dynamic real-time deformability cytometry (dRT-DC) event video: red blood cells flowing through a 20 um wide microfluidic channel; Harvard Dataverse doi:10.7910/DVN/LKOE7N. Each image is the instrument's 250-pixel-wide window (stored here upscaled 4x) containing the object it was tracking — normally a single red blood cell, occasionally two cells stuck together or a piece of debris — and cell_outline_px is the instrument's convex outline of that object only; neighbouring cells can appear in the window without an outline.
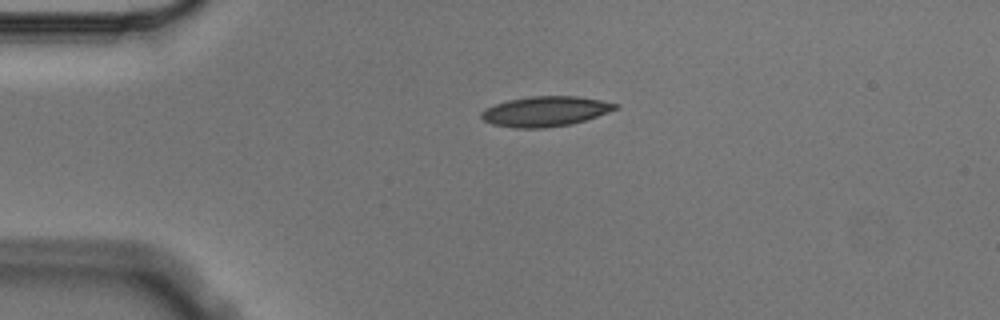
{"species": "Egyptian fruit bat (a non-hibernating species)", "species_latin": "Rousettus aegyptiacus", "temperature_condition": "cold", "stored_images_in_passage": 2, "camera_frame_rate_fps": 3000, "um_per_image_px": 0.085, "animal": {"sex": "male"}, "frame": {"image": 1, "passage_image": 1, "time_ms": 0.0, "image_size_px": [1000, 320], "cell_outline_px": [[620, 108], [572, 124], [544, 128], [512, 128], [492, 124], [484, 120], [480, 116], [480, 112], [484, 108], [508, 100], [532, 96], [576, 96], [600, 100], [620, 104]], "centroid_in_image_um": [46.34, 9.47], "position_along_channel_um": 38.7, "area_um2": 23.52}}